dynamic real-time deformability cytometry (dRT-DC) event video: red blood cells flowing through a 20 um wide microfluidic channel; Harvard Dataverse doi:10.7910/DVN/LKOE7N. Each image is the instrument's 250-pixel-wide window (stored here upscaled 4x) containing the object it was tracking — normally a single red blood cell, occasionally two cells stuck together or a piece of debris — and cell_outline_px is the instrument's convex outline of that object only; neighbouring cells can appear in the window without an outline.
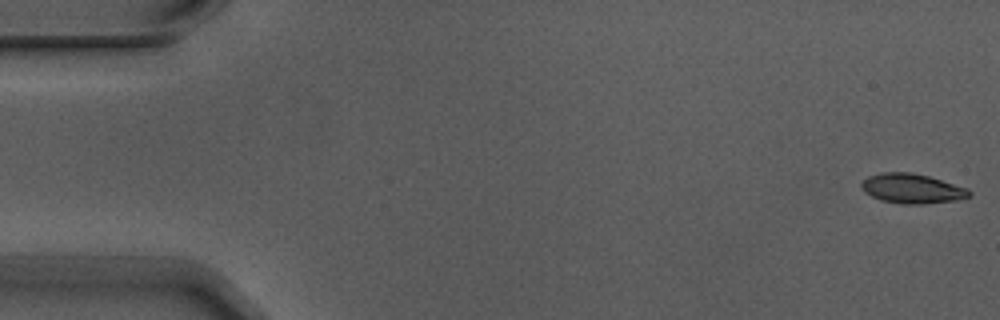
{"species": "Egyptian fruit bat (a non-hibernating species)", "species_latin": "Rousettus aegyptiacus", "temperature_condition": "warm", "stored_images_in_passage": 5, "camera_frame_rate_fps": 3000, "um_per_image_px": 0.085, "animal": {"sex": "male"}, "frame": {"image": 1, "passage_image": 1, "time_ms": 0.0, "image_size_px": [1000, 320], "cell_outline_px": [[972, 196], [956, 200], [920, 204], [900, 204], [880, 200], [864, 192], [860, 188], [860, 184], [868, 176], [884, 172], [912, 172], [928, 176], [968, 188], [972, 192]], "centroid_in_image_um": [77.52, 16.03], "position_along_channel_um": 7.5, "area_um2": 18.73}}
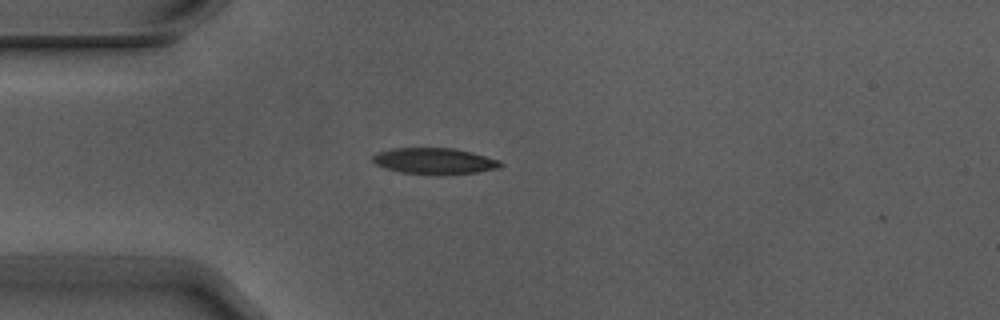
{"frame": {"image": 2, "passage_image": 5, "time_ms": 1.333, "image_size_px": [1000, 320], "cell_outline_px": [[504, 164], [500, 168], [476, 172], [400, 172], [376, 164], [372, 160], [372, 156], [376, 152], [392, 148], [456, 148], [472, 152], [500, 160]], "centroid_in_image_um": [36.94, 13.63], "position_along_channel_um": 48.1, "area_um2": 18.73}}